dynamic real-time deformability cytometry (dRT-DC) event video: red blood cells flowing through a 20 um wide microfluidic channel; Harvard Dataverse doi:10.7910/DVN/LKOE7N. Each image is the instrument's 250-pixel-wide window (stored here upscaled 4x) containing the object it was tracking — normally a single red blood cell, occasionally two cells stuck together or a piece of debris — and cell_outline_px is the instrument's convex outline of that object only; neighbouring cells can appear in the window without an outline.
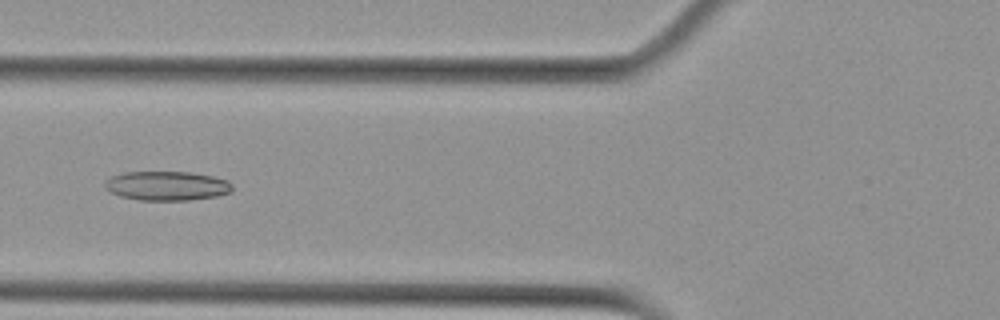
{"species": "Egyptian fruit bat (a non-hibernating species)", "species_latin": "Rousettus aegyptiacus", "temperature_condition": "cold", "stored_images_in_passage": 10, "camera_frame_rate_fps": 3000, "um_per_image_px": 0.085, "animal": {"sex": "female"}, "frame": {"image": 1, "passage_image": 7, "time_ms": 7.0, "image_size_px": [1000, 320], "cell_outline_px": [[232, 192], [216, 196], [188, 200], [140, 200], [120, 196], [104, 188], [104, 180], [112, 176], [124, 172], [192, 172], [212, 176], [228, 180], [232, 184]], "centroid_in_image_um": [14.18, 15.79], "position_along_channel_um": 111.6, "area_um2": 21.79}}
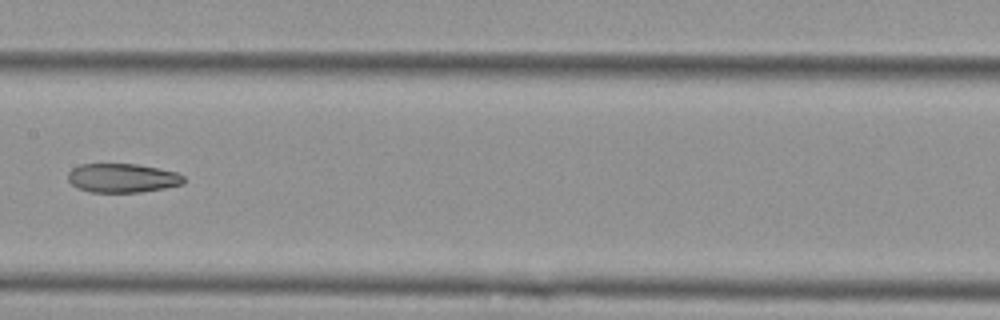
{"frame": {"image": 2, "passage_image": 9, "time_ms": 9.333, "image_size_px": [1000, 320], "cell_outline_px": [[184, 184], [164, 188], [140, 192], [88, 192], [76, 188], [68, 180], [68, 172], [72, 168], [80, 164], [136, 164], [160, 168], [176, 172], [184, 176]], "centroid_in_image_um": [10.39, 15.13], "position_along_channel_um": 197.0, "area_um2": 19.71}}
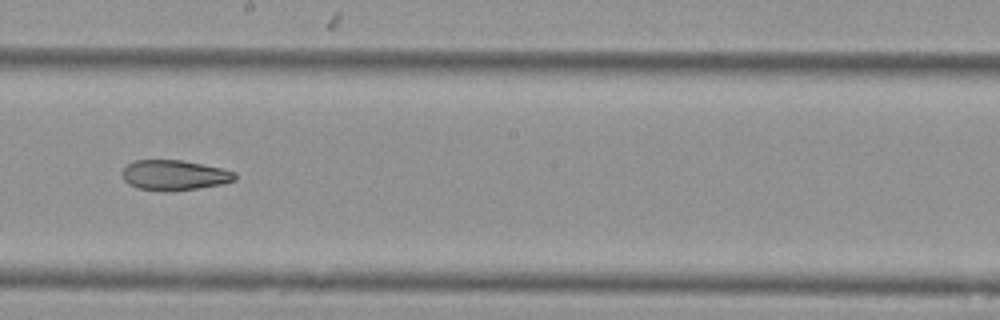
{"frame": {"image": 3, "passage_image": 10, "time_ms": 10.333, "image_size_px": [1000, 320], "cell_outline_px": [[236, 180], [224, 184], [168, 192], [164, 192], [136, 188], [128, 184], [124, 180], [124, 168], [128, 164], [136, 160], [180, 160], [220, 168], [236, 172]], "centroid_in_image_um": [14.83, 14.91], "position_along_channel_um": 233.4, "area_um2": 19.77}}